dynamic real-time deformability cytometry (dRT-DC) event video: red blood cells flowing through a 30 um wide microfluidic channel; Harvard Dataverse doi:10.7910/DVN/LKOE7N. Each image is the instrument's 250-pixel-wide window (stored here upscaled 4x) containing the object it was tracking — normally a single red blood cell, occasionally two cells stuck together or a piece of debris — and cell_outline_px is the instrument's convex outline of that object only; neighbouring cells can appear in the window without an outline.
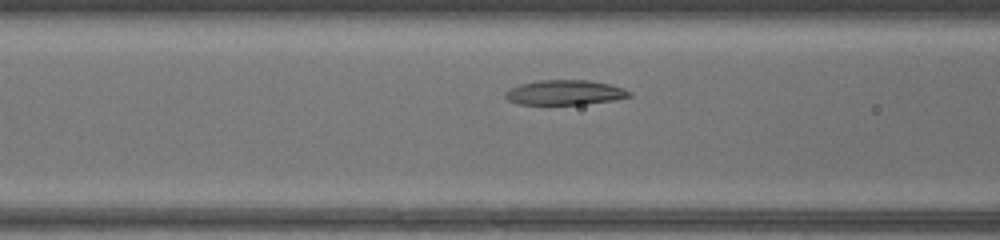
{"species": "common noctule bat (a hibernating species)", "species_latin": "Nyctalus noctula", "temperature_condition": "warm", "stored_images_in_passage": 37, "camera_frame_rate_fps": 3000, "um_per_image_px": 0.085, "animal": {"sex": "female", "body_mass_g": 17.0, "forearm_length_mm": 48.0}, "frame": {"image": 1, "passage_image": 9, "time_ms": 2.667, "image_size_px": [1000, 240], "cell_outline_px": [[632, 96], [616, 100], [584, 104], [520, 104], [508, 100], [504, 96], [504, 92], [508, 88], [520, 84], [540, 80], [588, 80], [608, 84], [624, 88], [632, 92]], "centroid_in_image_um": [48.01, 7.86], "position_along_channel_um": 118.6, "area_um2": 18.03}}
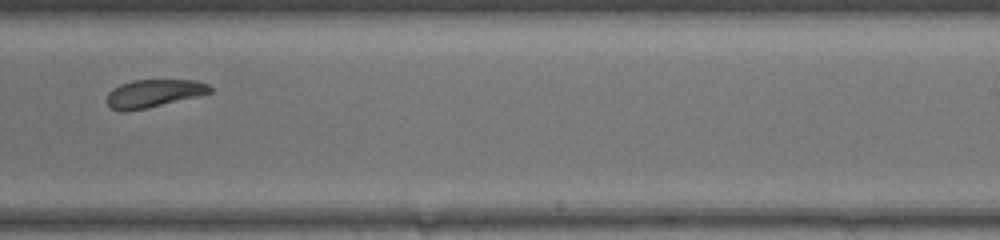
{"frame": {"image": 2, "passage_image": 20, "time_ms": 6.333, "image_size_px": [1000, 240], "cell_outline_px": [[212, 92], [148, 108], [124, 112], [120, 112], [112, 108], [104, 100], [108, 92], [112, 88], [120, 84], [132, 80], [196, 80], [208, 84], [212, 88]], "centroid_in_image_um": [13.0, 7.94], "position_along_channel_um": 276.0, "area_um2": 16.88}}
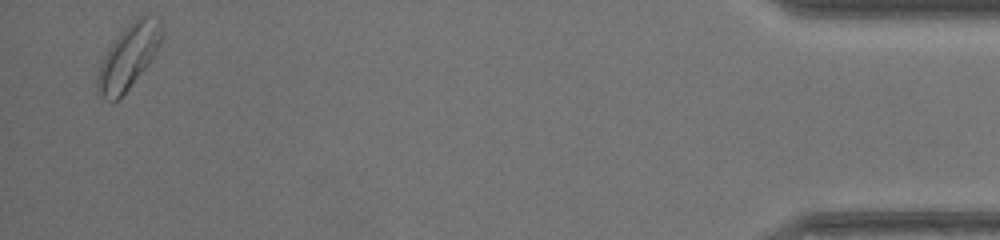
{"frame": {"image": 3, "passage_image": 36, "time_ms": 11.667, "image_size_px": [1000, 240], "cell_outline_px": [[164, 36], [156, 52], [148, 64], [120, 100], [112, 104], [104, 100], [96, 92], [96, 76], [104, 56], [108, 48], [124, 28], [136, 16], [144, 16], [160, 20]], "centroid_in_image_um": [10.89, 4.89], "position_along_channel_um": 424.3, "area_um2": 24.39}, "authors_computed_cell_mechanics": {"area_um2": 18.207, "velocity_mm_per_s": 4.309, "shape_relaxation_time_tau1_ms": 2.057, "shape_relaxation_time_tau2_ms": 10.455, "deformation_change_tau1": 0.0954, "deformation_change_tau2": 0.1525}}